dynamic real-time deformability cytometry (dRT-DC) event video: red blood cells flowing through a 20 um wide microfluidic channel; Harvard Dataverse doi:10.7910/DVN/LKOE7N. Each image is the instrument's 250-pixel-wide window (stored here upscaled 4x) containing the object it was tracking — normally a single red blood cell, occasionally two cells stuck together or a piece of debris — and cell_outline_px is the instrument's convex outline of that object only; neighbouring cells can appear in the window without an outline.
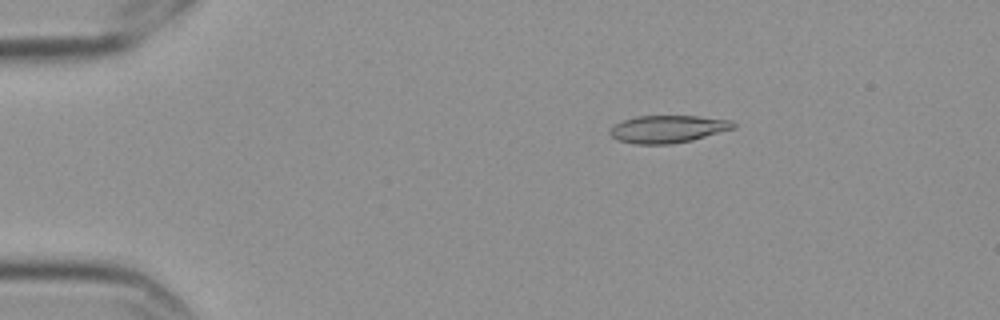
{"species": "Egyptian fruit bat (a non-hibernating species)", "species_latin": "Rousettus aegyptiacus", "temperature_condition": "cold", "stored_images_in_passage": 49, "camera_frame_rate_fps": 3000, "um_per_image_px": 0.085, "frame": {"image": 1, "passage_image": 2, "time_ms": 0.333, "image_size_px": [1000, 320], "cell_outline_px": [[736, 128], [692, 140], [672, 144], [632, 144], [616, 140], [608, 132], [616, 124], [624, 120], [636, 116], [696, 116], [732, 120], [736, 124]], "centroid_in_image_um": [56.78, 10.97], "position_along_channel_um": 28.2, "area_um2": 19.83}}
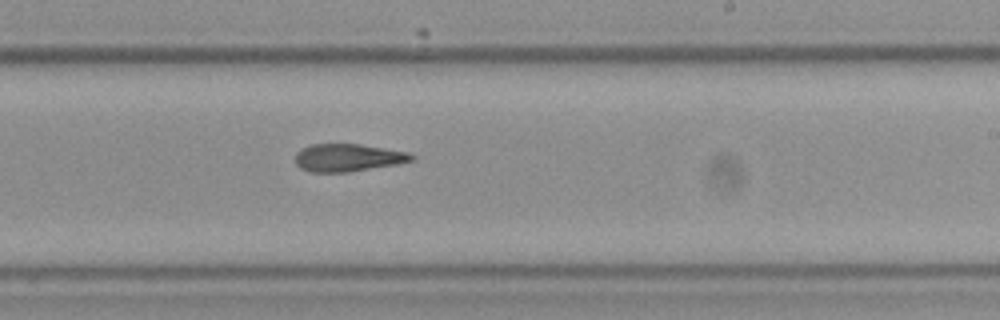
{"frame": {"image": 2, "passage_image": 27, "time_ms": 8.667, "image_size_px": [1000, 320], "cell_outline_px": [[416, 156], [412, 160], [396, 164], [348, 172], [312, 172], [300, 168], [296, 164], [296, 152], [312, 144], [360, 144], [408, 152]], "centroid_in_image_um": [29.57, 13.4], "position_along_channel_um": 259.4, "area_um2": 18.55}}
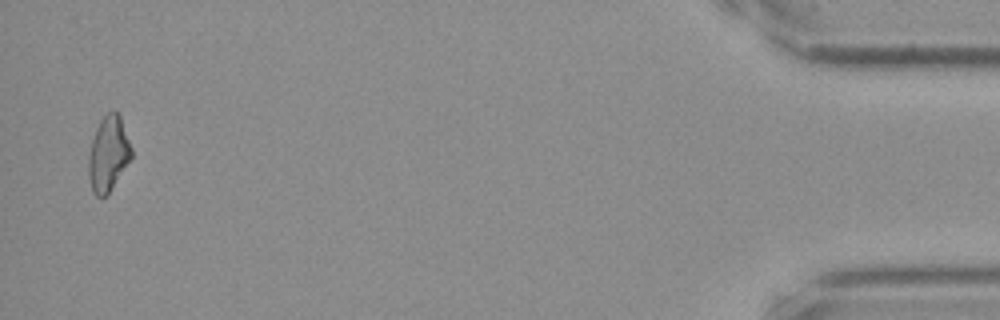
{"frame": {"image": 3, "passage_image": 48, "time_ms": 15.667, "image_size_px": [1000, 320], "cell_outline_px": [[132, 156], [108, 192], [104, 196], [96, 196], [92, 192], [88, 176], [88, 156], [92, 140], [96, 128], [100, 120], [108, 112], [116, 112], [120, 116], [132, 148]], "centroid_in_image_um": [9.18, 13.06], "position_along_channel_um": 426.0, "area_um2": 18.38}, "authors_computed_cell_mechanics": {"area_um2": 19.4786, "velocity_mm_per_s": 3.5554, "shape_relaxation_time_tau1_ms": null, "shape_relaxation_time_tau2_ms": 6.9617, "deformation_change_tau1": null, "deformation_change_tau2": 0.1677}}